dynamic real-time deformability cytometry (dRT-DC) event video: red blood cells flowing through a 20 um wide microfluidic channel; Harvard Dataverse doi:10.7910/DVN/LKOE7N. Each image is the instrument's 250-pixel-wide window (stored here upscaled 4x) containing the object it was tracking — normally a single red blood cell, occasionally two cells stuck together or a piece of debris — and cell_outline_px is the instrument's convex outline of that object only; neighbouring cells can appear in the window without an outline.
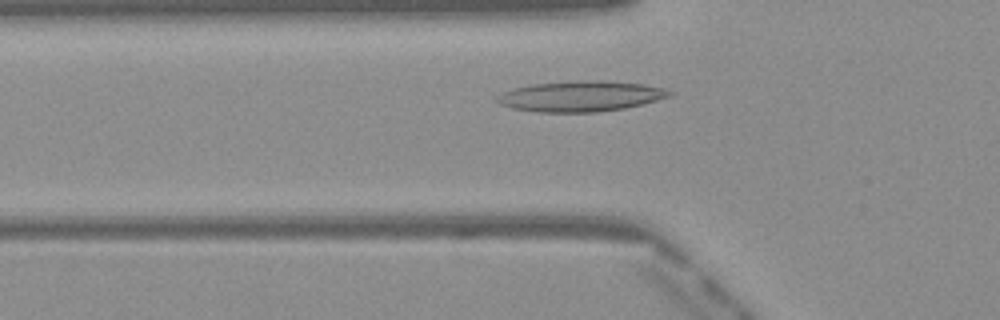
{"species": "Egyptian fruit bat (a non-hibernating species)", "species_latin": "Rousettus aegyptiacus", "temperature_condition": "warm", "stored_images_in_passage": 42, "camera_frame_rate_fps": 3000, "um_per_image_px": 0.085, "frame": {"image": 1, "passage_image": 9, "time_ms": 2.667, "image_size_px": [1000, 320], "cell_outline_px": [[676, 92], [672, 96], [624, 108], [596, 112], [540, 112], [512, 108], [500, 104], [496, 100], [496, 96], [512, 88], [532, 84], [580, 80], [604, 80], [644, 84], [664, 88]], "centroid_in_image_um": [49.38, 8.17], "position_along_channel_um": 76.4, "area_um2": 30.75}}
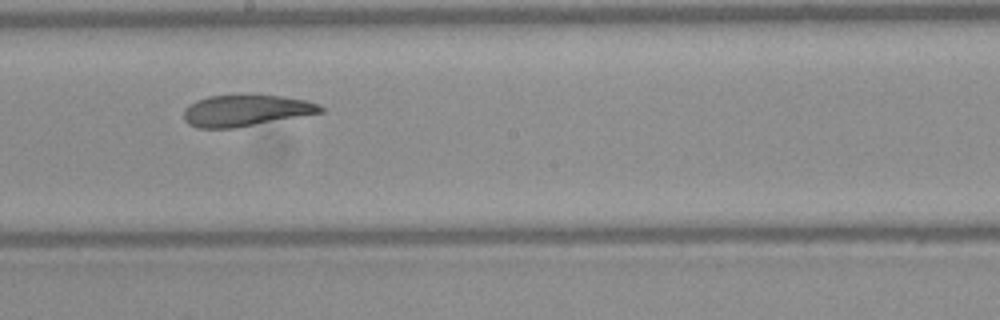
{"frame": {"image": 2, "passage_image": 20, "time_ms": 6.333, "image_size_px": [1000, 320], "cell_outline_px": [[324, 112], [236, 128], [200, 128], [188, 124], [184, 120], [184, 108], [196, 100], [208, 96], [284, 96], [304, 100], [320, 104], [324, 108]], "centroid_in_image_um": [20.89, 9.41], "position_along_channel_um": 227.3, "area_um2": 24.8}}
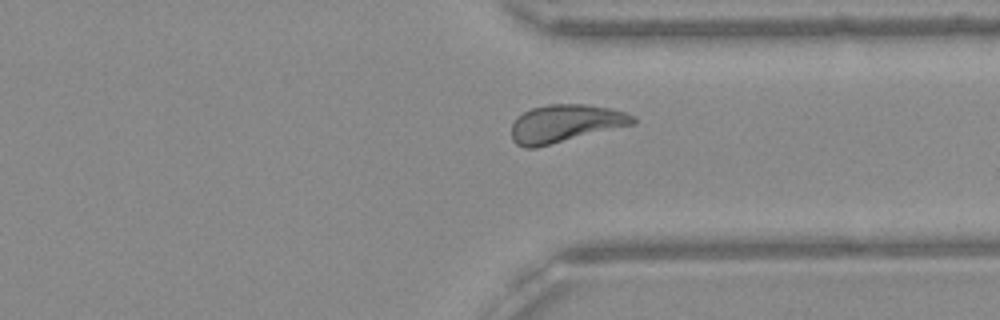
{"frame": {"image": 3, "passage_image": 30, "time_ms": 9.667, "image_size_px": [1000, 320], "cell_outline_px": [[636, 124], [536, 148], [524, 148], [516, 144], [512, 140], [512, 124], [516, 116], [532, 108], [548, 104], [584, 104], [612, 108], [624, 112], [632, 116], [636, 120]], "centroid_in_image_um": [48.04, 10.5], "position_along_channel_um": 363.4, "area_um2": 26.93}, "authors_computed_cell_mechanics": {"area_um2": 26.299, "velocity_mm_per_s": 4.0903, "shape_relaxation_time_tau1_ms": null, "shape_relaxation_time_tau2_ms": 3.3961, "deformation_change_tau1": null, "deformation_change_tau2": 0.1129}}